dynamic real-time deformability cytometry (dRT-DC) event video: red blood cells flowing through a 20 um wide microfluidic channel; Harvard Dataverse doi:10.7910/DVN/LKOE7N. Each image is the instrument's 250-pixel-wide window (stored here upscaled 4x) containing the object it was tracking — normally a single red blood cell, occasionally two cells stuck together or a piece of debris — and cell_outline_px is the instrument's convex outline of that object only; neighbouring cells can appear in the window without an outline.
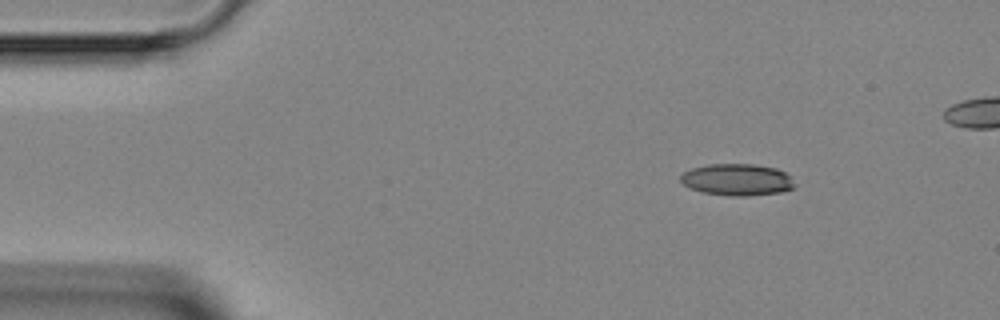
{"species": "Egyptian fruit bat (a non-hibernating species)", "species_latin": "Rousettus aegyptiacus", "temperature_condition": "room temperature", "stored_images_in_passage": 4, "camera_frame_rate_fps": 3000, "um_per_image_px": 0.085, "animal": {"sex": "female"}, "frame": {"image": 1, "passage_image": 1, "time_ms": 0.0, "image_size_px": [1000, 320], "cell_outline_px": [[796, 184], [792, 188], [780, 192], [744, 196], [732, 196], [704, 192], [692, 188], [684, 184], [680, 180], [680, 176], [684, 172], [692, 168], [708, 164], [756, 164], [776, 168], [792, 176]], "centroid_in_image_um": [62.69, 15.26], "position_along_channel_um": 22.3, "area_um2": 21.04}}